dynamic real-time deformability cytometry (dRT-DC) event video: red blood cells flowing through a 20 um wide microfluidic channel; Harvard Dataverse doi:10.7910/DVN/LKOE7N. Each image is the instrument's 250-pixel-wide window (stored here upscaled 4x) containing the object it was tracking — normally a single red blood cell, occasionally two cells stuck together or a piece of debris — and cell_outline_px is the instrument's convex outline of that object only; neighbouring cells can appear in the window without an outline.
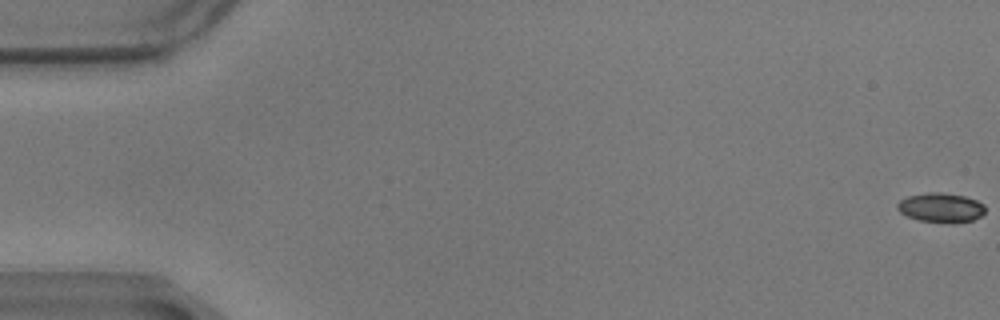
{"species": "common noctule bat (a hibernating species)", "species_latin": "Nyctalus noctula", "temperature_condition": "warm", "stored_images_in_passage": 20, "camera_frame_rate_fps": 3000, "um_per_image_px": 0.085, "animal": {"sex": "male", "body_mass_g": 17.9}, "frame": {"image": 1, "passage_image": 1, "time_ms": 0.0, "image_size_px": [1000, 320], "cell_outline_px": [[984, 212], [980, 216], [972, 220], [952, 224], [948, 224], [920, 220], [908, 216], [900, 212], [896, 208], [896, 204], [900, 200], [908, 196], [928, 192], [940, 192], [964, 196], [976, 200], [984, 204]], "centroid_in_image_um": [79.96, 17.65], "position_along_channel_um": 5.0, "area_um2": 15.14}}
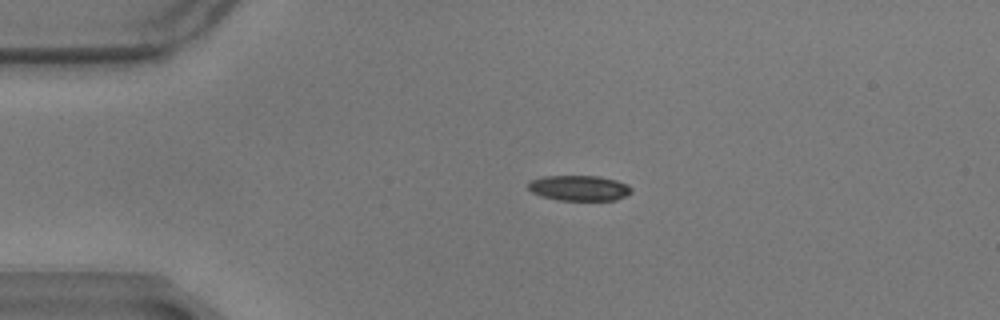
{"frame": {"image": 2, "passage_image": 14, "time_ms": 4.333, "image_size_px": [1000, 320], "cell_outline_px": [[632, 192], [616, 200], [560, 200], [540, 196], [532, 192], [528, 188], [528, 180], [544, 176], [600, 176], [616, 180], [628, 184], [632, 188]], "centroid_in_image_um": [49.22, 15.97], "position_along_channel_um": 35.8, "area_um2": 15.37}}